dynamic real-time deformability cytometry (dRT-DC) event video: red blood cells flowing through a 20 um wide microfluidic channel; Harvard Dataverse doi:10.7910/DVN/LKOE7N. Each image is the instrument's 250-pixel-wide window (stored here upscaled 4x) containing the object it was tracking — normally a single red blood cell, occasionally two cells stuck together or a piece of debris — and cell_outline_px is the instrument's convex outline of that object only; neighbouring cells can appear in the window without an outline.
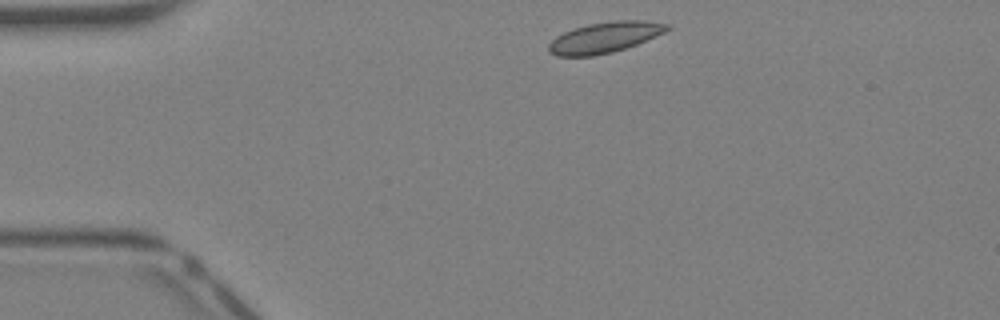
{"species": "Egyptian fruit bat (a non-hibernating species)", "species_latin": "Rousettus aegyptiacus", "temperature_condition": "warm", "stored_images_in_passage": 33, "camera_frame_rate_fps": 3000, "um_per_image_px": 0.085, "animal": {"sex": "female"}, "frame": {"image": 1, "passage_image": 1, "time_ms": 0.0, "image_size_px": [1000, 320], "cell_outline_px": [[672, 28], [656, 36], [636, 44], [612, 52], [592, 56], [556, 56], [548, 52], [548, 44], [556, 36], [564, 32], [588, 24], [616, 20], [640, 20], [672, 24]], "centroid_in_image_um": [51.4, 3.18], "position_along_channel_um": 33.6, "area_um2": 21.15}}
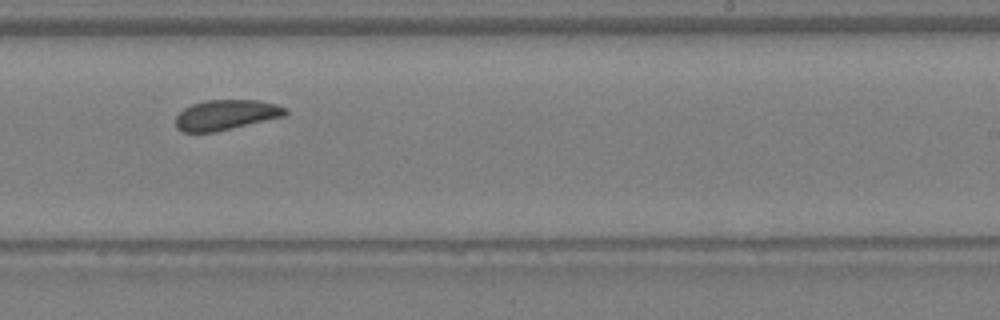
{"frame": {"image": 2, "passage_image": 18, "time_ms": 5.667, "image_size_px": [1000, 320], "cell_outline_px": [[288, 112], [284, 116], [216, 132], [184, 132], [176, 128], [176, 116], [184, 108], [192, 104], [204, 100], [256, 100], [276, 104], [288, 108]], "centroid_in_image_um": [19.21, 9.76], "position_along_channel_um": 269.8, "area_um2": 19.31}}
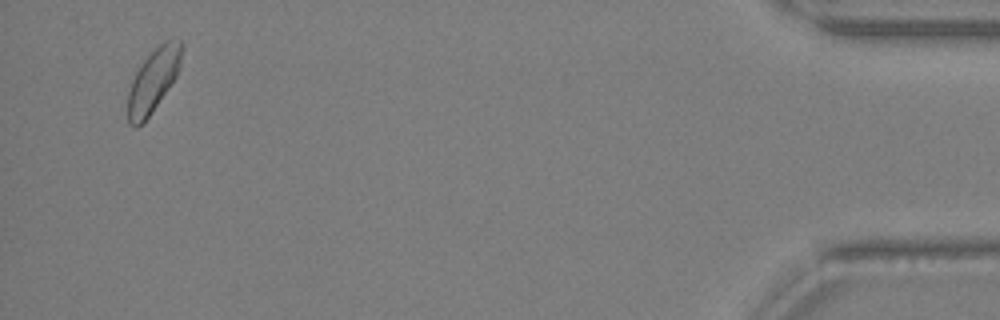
{"frame": {"image": 3, "passage_image": 32, "time_ms": 10.333, "image_size_px": [1000, 320], "cell_outline_px": [[180, 68], [176, 76], [144, 124], [136, 128], [132, 128], [128, 124], [128, 92], [132, 80], [140, 64], [164, 40], [180, 40]], "centroid_in_image_um": [12.98, 6.92], "position_along_channel_um": 422.2, "area_um2": 19.54}}